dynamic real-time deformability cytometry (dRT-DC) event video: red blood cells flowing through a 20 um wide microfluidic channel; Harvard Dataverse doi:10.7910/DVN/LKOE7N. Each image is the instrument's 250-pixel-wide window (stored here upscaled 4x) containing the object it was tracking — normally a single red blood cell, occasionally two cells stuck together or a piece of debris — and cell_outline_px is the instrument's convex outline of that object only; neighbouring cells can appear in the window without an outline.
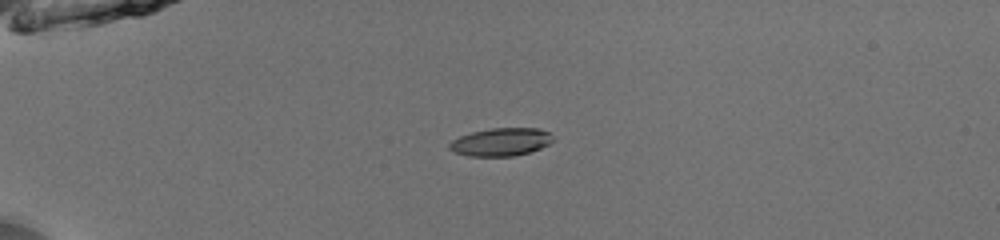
{"species": "common noctule bat (a hibernating species)", "species_latin": "Nyctalus noctula", "temperature_condition": "room temperature", "stored_images_in_passage": 39, "camera_frame_rate_fps": 3000, "um_per_image_px": 0.085, "animal": {"sex": "male", "body_mass_g": 13.0, "forearm_length_mm": 53.1}, "frame": {"image": 1, "passage_image": 1, "time_ms": 0.0, "image_size_px": [1000, 240], "cell_outline_px": [[556, 140], [540, 148], [528, 152], [512, 156], [468, 156], [456, 152], [448, 148], [448, 144], [452, 140], [460, 136], [472, 132], [492, 128], [540, 128], [548, 132]], "centroid_in_image_um": [42.58, 12.06], "position_along_channel_um": 42.4, "area_um2": 16.82}}
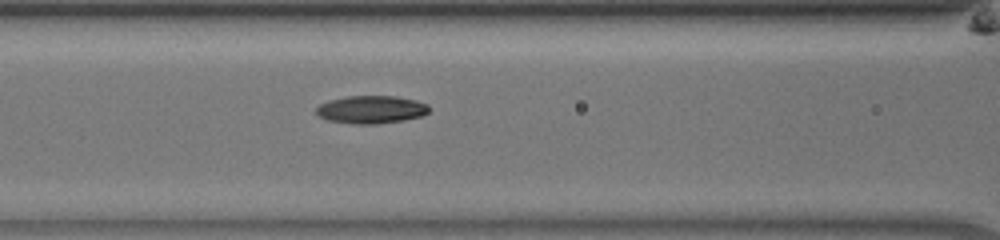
{"frame": {"image": 2, "passage_image": 11, "time_ms": 3.333, "image_size_px": [1000, 240], "cell_outline_px": [[428, 112], [420, 116], [404, 120], [376, 124], [352, 124], [328, 120], [320, 116], [316, 112], [316, 108], [320, 104], [328, 100], [348, 96], [396, 96], [416, 100], [428, 104]], "centroid_in_image_um": [31.54, 9.31], "position_along_channel_um": 135.1, "area_um2": 18.26}}
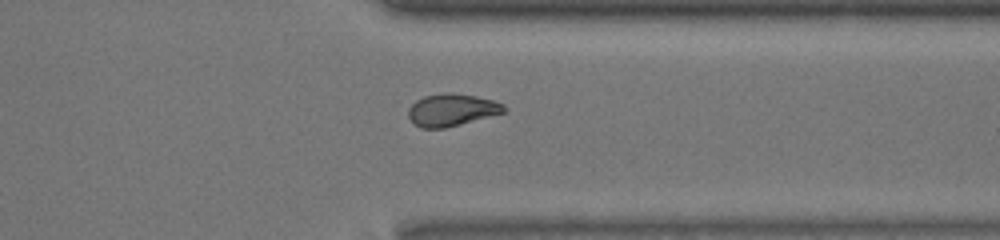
{"frame": {"image": 3, "passage_image": 29, "time_ms": 9.333, "image_size_px": [1000, 240], "cell_outline_px": [[508, 108], [504, 112], [460, 124], [444, 128], [420, 128], [408, 116], [408, 108], [416, 100], [424, 96], [476, 96], [492, 100], [504, 104]], "centroid_in_image_um": [38.4, 9.39], "position_along_channel_um": 373.0, "area_um2": 17.05}, "authors_computed_cell_mechanics": {"area_um2": 17.918, "velocity_mm_per_s": 3.9735, "shape_relaxation_time_tau1_ms": null, "shape_relaxation_time_tau2_ms": 4.0228, "deformation_change_tau1": null, "deformation_change_tau2": 0.0984}}